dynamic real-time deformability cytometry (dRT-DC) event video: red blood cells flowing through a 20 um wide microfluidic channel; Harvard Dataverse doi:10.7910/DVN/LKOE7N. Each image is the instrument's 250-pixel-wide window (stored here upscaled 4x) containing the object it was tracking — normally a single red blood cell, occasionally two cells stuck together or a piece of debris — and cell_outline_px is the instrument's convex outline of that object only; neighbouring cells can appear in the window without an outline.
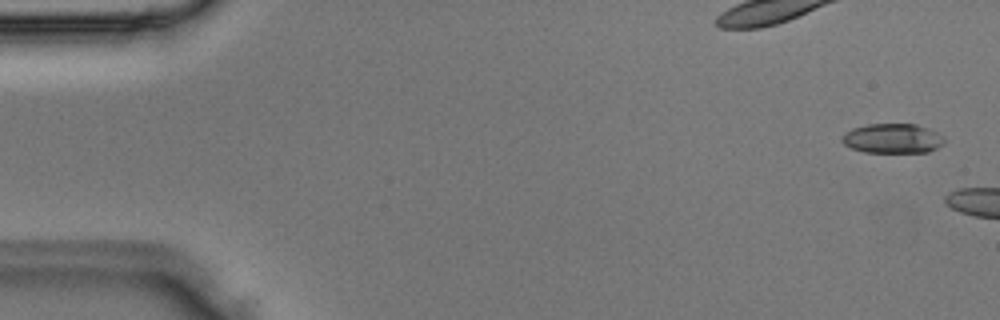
{"species": "Egyptian fruit bat (a non-hibernating species)", "species_latin": "Rousettus aegyptiacus", "temperature_condition": "room temperature", "stored_images_in_passage": 3, "camera_frame_rate_fps": 3000, "um_per_image_px": 0.085, "animal": {"sex": "male"}, "frame": {"image": 1, "passage_image": 1, "time_ms": 0.0, "image_size_px": [1000, 320], "cell_outline_px": [[944, 144], [928, 152], [864, 152], [852, 148], [844, 144], [840, 140], [844, 132], [852, 128], [868, 124], [916, 124], [928, 128], [944, 136]], "centroid_in_image_um": [75.86, 11.76], "position_along_channel_um": 9.1, "area_um2": 17.74}}